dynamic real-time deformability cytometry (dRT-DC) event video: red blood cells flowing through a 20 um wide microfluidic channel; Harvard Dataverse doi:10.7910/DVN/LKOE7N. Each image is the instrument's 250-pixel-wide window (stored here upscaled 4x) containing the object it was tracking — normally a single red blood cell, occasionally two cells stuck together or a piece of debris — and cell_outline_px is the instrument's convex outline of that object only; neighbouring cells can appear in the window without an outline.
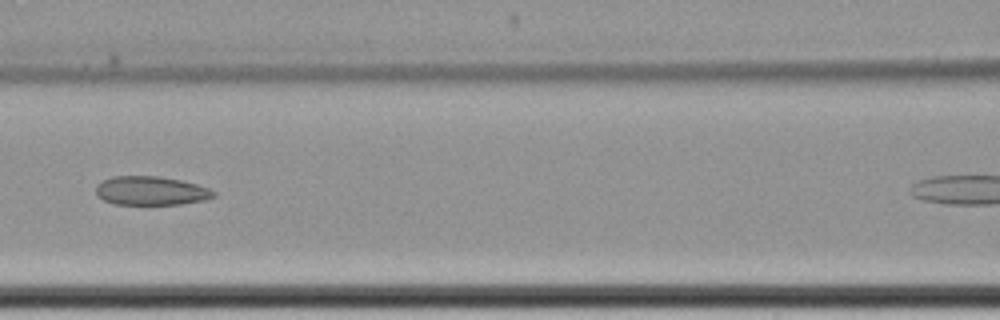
{"species": "common noctule bat (a hibernating species)", "species_latin": "Nyctalus noctula", "temperature_condition": "cold", "stored_images_in_passage": 5, "camera_frame_rate_fps": 3000, "um_per_image_px": 0.085, "animal": {"sex": "female", "body_mass_g": 22.7, "forearm_length_mm": 54.2}, "frame": {"image": 1, "passage_image": 4, "time_ms": 3.667, "image_size_px": [1000, 320], "cell_outline_px": [[216, 196], [208, 200], [180, 204], [112, 204], [104, 200], [96, 192], [96, 184], [112, 176], [160, 176], [180, 180], [196, 184], [208, 188], [216, 192]], "centroid_in_image_um": [12.86, 16.21], "position_along_channel_um": 153.7, "area_um2": 19.83}}